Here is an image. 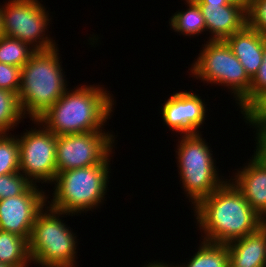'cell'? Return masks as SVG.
I'll return each instance as SVG.
<instances>
[{
    "instance_id": "5bb4252c",
    "label": "cell",
    "mask_w": 266,
    "mask_h": 267,
    "mask_svg": "<svg viewBox=\"0 0 266 267\" xmlns=\"http://www.w3.org/2000/svg\"><path fill=\"white\" fill-rule=\"evenodd\" d=\"M206 31L209 30L211 38L209 40H225L233 33L242 30L248 24L247 8L236 4H199Z\"/></svg>"
},
{
    "instance_id": "277c9868",
    "label": "cell",
    "mask_w": 266,
    "mask_h": 267,
    "mask_svg": "<svg viewBox=\"0 0 266 267\" xmlns=\"http://www.w3.org/2000/svg\"><path fill=\"white\" fill-rule=\"evenodd\" d=\"M110 164L109 155L101 164L59 172L49 207L73 216L100 206L109 184Z\"/></svg>"
},
{
    "instance_id": "ac0fdd59",
    "label": "cell",
    "mask_w": 266,
    "mask_h": 267,
    "mask_svg": "<svg viewBox=\"0 0 266 267\" xmlns=\"http://www.w3.org/2000/svg\"><path fill=\"white\" fill-rule=\"evenodd\" d=\"M189 6L186 11L174 13L170 18L171 28L186 36L199 35L206 31L202 10L195 0H185Z\"/></svg>"
},
{
    "instance_id": "e0dca14e",
    "label": "cell",
    "mask_w": 266,
    "mask_h": 267,
    "mask_svg": "<svg viewBox=\"0 0 266 267\" xmlns=\"http://www.w3.org/2000/svg\"><path fill=\"white\" fill-rule=\"evenodd\" d=\"M32 263L29 242L15 233L0 230V263L11 267H26Z\"/></svg>"
},
{
    "instance_id": "4fadbf2b",
    "label": "cell",
    "mask_w": 266,
    "mask_h": 267,
    "mask_svg": "<svg viewBox=\"0 0 266 267\" xmlns=\"http://www.w3.org/2000/svg\"><path fill=\"white\" fill-rule=\"evenodd\" d=\"M235 174L232 182L266 222V159L255 151L250 162Z\"/></svg>"
},
{
    "instance_id": "cb8c5ba5",
    "label": "cell",
    "mask_w": 266,
    "mask_h": 267,
    "mask_svg": "<svg viewBox=\"0 0 266 267\" xmlns=\"http://www.w3.org/2000/svg\"><path fill=\"white\" fill-rule=\"evenodd\" d=\"M32 183L19 171L0 175V200L23 194Z\"/></svg>"
},
{
    "instance_id": "1f68e13d",
    "label": "cell",
    "mask_w": 266,
    "mask_h": 267,
    "mask_svg": "<svg viewBox=\"0 0 266 267\" xmlns=\"http://www.w3.org/2000/svg\"><path fill=\"white\" fill-rule=\"evenodd\" d=\"M0 267H11V266L3 264V263H0Z\"/></svg>"
},
{
    "instance_id": "4dcf8cb0",
    "label": "cell",
    "mask_w": 266,
    "mask_h": 267,
    "mask_svg": "<svg viewBox=\"0 0 266 267\" xmlns=\"http://www.w3.org/2000/svg\"><path fill=\"white\" fill-rule=\"evenodd\" d=\"M2 35H3V21H2L1 7H0V37Z\"/></svg>"
},
{
    "instance_id": "7402d4cb",
    "label": "cell",
    "mask_w": 266,
    "mask_h": 267,
    "mask_svg": "<svg viewBox=\"0 0 266 267\" xmlns=\"http://www.w3.org/2000/svg\"><path fill=\"white\" fill-rule=\"evenodd\" d=\"M0 133V175L19 172V143L17 136Z\"/></svg>"
},
{
    "instance_id": "6da1fadb",
    "label": "cell",
    "mask_w": 266,
    "mask_h": 267,
    "mask_svg": "<svg viewBox=\"0 0 266 267\" xmlns=\"http://www.w3.org/2000/svg\"><path fill=\"white\" fill-rule=\"evenodd\" d=\"M193 208L206 242L228 244L255 233L266 223L230 180Z\"/></svg>"
},
{
    "instance_id": "4316f807",
    "label": "cell",
    "mask_w": 266,
    "mask_h": 267,
    "mask_svg": "<svg viewBox=\"0 0 266 267\" xmlns=\"http://www.w3.org/2000/svg\"><path fill=\"white\" fill-rule=\"evenodd\" d=\"M265 89H266V43L263 52V63L258 69V72L251 79L250 102Z\"/></svg>"
},
{
    "instance_id": "8992f818",
    "label": "cell",
    "mask_w": 266,
    "mask_h": 267,
    "mask_svg": "<svg viewBox=\"0 0 266 267\" xmlns=\"http://www.w3.org/2000/svg\"><path fill=\"white\" fill-rule=\"evenodd\" d=\"M203 46L192 64V75L231 89L242 111L250 103L251 78L224 40H208Z\"/></svg>"
},
{
    "instance_id": "f546056e",
    "label": "cell",
    "mask_w": 266,
    "mask_h": 267,
    "mask_svg": "<svg viewBox=\"0 0 266 267\" xmlns=\"http://www.w3.org/2000/svg\"><path fill=\"white\" fill-rule=\"evenodd\" d=\"M146 267H172V265L171 264L170 265L169 264L167 265V263L164 264L163 262L154 261L153 263H150L149 262V264L146 265ZM173 267H175V266L173 265Z\"/></svg>"
},
{
    "instance_id": "2e32d148",
    "label": "cell",
    "mask_w": 266,
    "mask_h": 267,
    "mask_svg": "<svg viewBox=\"0 0 266 267\" xmlns=\"http://www.w3.org/2000/svg\"><path fill=\"white\" fill-rule=\"evenodd\" d=\"M233 267H265L266 223L255 233L226 244Z\"/></svg>"
},
{
    "instance_id": "83f0119b",
    "label": "cell",
    "mask_w": 266,
    "mask_h": 267,
    "mask_svg": "<svg viewBox=\"0 0 266 267\" xmlns=\"http://www.w3.org/2000/svg\"><path fill=\"white\" fill-rule=\"evenodd\" d=\"M198 4H219V6H224L229 4H236L245 6L249 8L250 0H195Z\"/></svg>"
},
{
    "instance_id": "8fae6325",
    "label": "cell",
    "mask_w": 266,
    "mask_h": 267,
    "mask_svg": "<svg viewBox=\"0 0 266 267\" xmlns=\"http://www.w3.org/2000/svg\"><path fill=\"white\" fill-rule=\"evenodd\" d=\"M32 184L23 194L0 200V230L26 238L31 236L37 214L46 206L47 196Z\"/></svg>"
},
{
    "instance_id": "d6986e66",
    "label": "cell",
    "mask_w": 266,
    "mask_h": 267,
    "mask_svg": "<svg viewBox=\"0 0 266 267\" xmlns=\"http://www.w3.org/2000/svg\"><path fill=\"white\" fill-rule=\"evenodd\" d=\"M197 253L187 264L175 267H228L229 251L226 244L201 241Z\"/></svg>"
},
{
    "instance_id": "44dd1931",
    "label": "cell",
    "mask_w": 266,
    "mask_h": 267,
    "mask_svg": "<svg viewBox=\"0 0 266 267\" xmlns=\"http://www.w3.org/2000/svg\"><path fill=\"white\" fill-rule=\"evenodd\" d=\"M23 116L18 94L0 89V133L14 129Z\"/></svg>"
},
{
    "instance_id": "9a60e30c",
    "label": "cell",
    "mask_w": 266,
    "mask_h": 267,
    "mask_svg": "<svg viewBox=\"0 0 266 267\" xmlns=\"http://www.w3.org/2000/svg\"><path fill=\"white\" fill-rule=\"evenodd\" d=\"M252 79L263 63L266 36L248 24L224 40Z\"/></svg>"
},
{
    "instance_id": "3957f363",
    "label": "cell",
    "mask_w": 266,
    "mask_h": 267,
    "mask_svg": "<svg viewBox=\"0 0 266 267\" xmlns=\"http://www.w3.org/2000/svg\"><path fill=\"white\" fill-rule=\"evenodd\" d=\"M57 49L35 51L21 68L19 102L24 115L29 114L32 122L69 89Z\"/></svg>"
},
{
    "instance_id": "52a82bcc",
    "label": "cell",
    "mask_w": 266,
    "mask_h": 267,
    "mask_svg": "<svg viewBox=\"0 0 266 267\" xmlns=\"http://www.w3.org/2000/svg\"><path fill=\"white\" fill-rule=\"evenodd\" d=\"M182 139V140H181ZM178 142L177 163L184 193L194 207L225 181L219 178L208 144L201 133L182 135Z\"/></svg>"
},
{
    "instance_id": "7a4b0ae2",
    "label": "cell",
    "mask_w": 266,
    "mask_h": 267,
    "mask_svg": "<svg viewBox=\"0 0 266 267\" xmlns=\"http://www.w3.org/2000/svg\"><path fill=\"white\" fill-rule=\"evenodd\" d=\"M94 86L84 85L71 92L67 89L34 123L55 136L103 131L115 104L109 91Z\"/></svg>"
},
{
    "instance_id": "5b68a950",
    "label": "cell",
    "mask_w": 266,
    "mask_h": 267,
    "mask_svg": "<svg viewBox=\"0 0 266 267\" xmlns=\"http://www.w3.org/2000/svg\"><path fill=\"white\" fill-rule=\"evenodd\" d=\"M45 208L37 214L28 241L31 261L41 267H76V236L59 218L70 213Z\"/></svg>"
},
{
    "instance_id": "f1b7e54d",
    "label": "cell",
    "mask_w": 266,
    "mask_h": 267,
    "mask_svg": "<svg viewBox=\"0 0 266 267\" xmlns=\"http://www.w3.org/2000/svg\"><path fill=\"white\" fill-rule=\"evenodd\" d=\"M255 137L257 139L256 142V151L266 159V130L259 132Z\"/></svg>"
},
{
    "instance_id": "ffe728a7",
    "label": "cell",
    "mask_w": 266,
    "mask_h": 267,
    "mask_svg": "<svg viewBox=\"0 0 266 267\" xmlns=\"http://www.w3.org/2000/svg\"><path fill=\"white\" fill-rule=\"evenodd\" d=\"M29 47V48H28ZM35 52L27 43L2 35L0 37V62L22 68Z\"/></svg>"
},
{
    "instance_id": "603a6c76",
    "label": "cell",
    "mask_w": 266,
    "mask_h": 267,
    "mask_svg": "<svg viewBox=\"0 0 266 267\" xmlns=\"http://www.w3.org/2000/svg\"><path fill=\"white\" fill-rule=\"evenodd\" d=\"M241 113L246 123L255 127L256 135L266 130V89L259 93ZM248 121V122H247Z\"/></svg>"
},
{
    "instance_id": "484cf974",
    "label": "cell",
    "mask_w": 266,
    "mask_h": 267,
    "mask_svg": "<svg viewBox=\"0 0 266 267\" xmlns=\"http://www.w3.org/2000/svg\"><path fill=\"white\" fill-rule=\"evenodd\" d=\"M21 68L0 62V89L19 93Z\"/></svg>"
},
{
    "instance_id": "d4e9b609",
    "label": "cell",
    "mask_w": 266,
    "mask_h": 267,
    "mask_svg": "<svg viewBox=\"0 0 266 267\" xmlns=\"http://www.w3.org/2000/svg\"><path fill=\"white\" fill-rule=\"evenodd\" d=\"M248 25L266 36V0H250Z\"/></svg>"
},
{
    "instance_id": "ba28073f",
    "label": "cell",
    "mask_w": 266,
    "mask_h": 267,
    "mask_svg": "<svg viewBox=\"0 0 266 267\" xmlns=\"http://www.w3.org/2000/svg\"><path fill=\"white\" fill-rule=\"evenodd\" d=\"M1 14L3 35L19 39L35 51L57 47L53 39L45 34L50 21L49 13L38 0H10L1 6Z\"/></svg>"
},
{
    "instance_id": "30bf717a",
    "label": "cell",
    "mask_w": 266,
    "mask_h": 267,
    "mask_svg": "<svg viewBox=\"0 0 266 267\" xmlns=\"http://www.w3.org/2000/svg\"><path fill=\"white\" fill-rule=\"evenodd\" d=\"M114 136L105 131L57 136V174L101 164L112 152Z\"/></svg>"
},
{
    "instance_id": "9c48e42d",
    "label": "cell",
    "mask_w": 266,
    "mask_h": 267,
    "mask_svg": "<svg viewBox=\"0 0 266 267\" xmlns=\"http://www.w3.org/2000/svg\"><path fill=\"white\" fill-rule=\"evenodd\" d=\"M42 128V129H40ZM17 137L19 143V171L32 183H53L56 175L57 136L44 126L32 128ZM35 180V182H34Z\"/></svg>"
},
{
    "instance_id": "7c38bea8",
    "label": "cell",
    "mask_w": 266,
    "mask_h": 267,
    "mask_svg": "<svg viewBox=\"0 0 266 267\" xmlns=\"http://www.w3.org/2000/svg\"><path fill=\"white\" fill-rule=\"evenodd\" d=\"M165 102L161 114L169 129L183 135L199 133L207 111L201 97L189 91L176 92Z\"/></svg>"
}]
</instances>
